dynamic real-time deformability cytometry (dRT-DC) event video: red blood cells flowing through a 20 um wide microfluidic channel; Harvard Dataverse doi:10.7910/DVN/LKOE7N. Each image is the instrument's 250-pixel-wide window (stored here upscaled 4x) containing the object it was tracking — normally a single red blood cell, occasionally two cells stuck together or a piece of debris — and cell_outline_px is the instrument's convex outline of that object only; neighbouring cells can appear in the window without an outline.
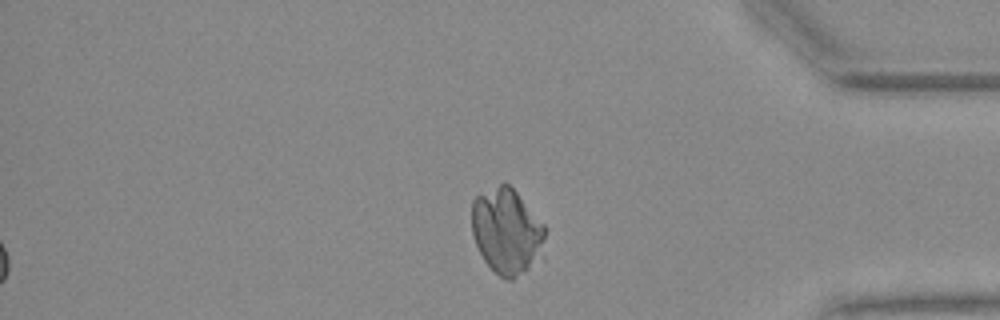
{"species": "Egyptian fruit bat (a non-hibernating species)", "species_latin": "Rousettus aegyptiacus", "temperature_condition": "warm", "stored_images_in_passage": 36, "camera_frame_rate_fps": 3000, "um_per_image_px": 0.085, "animal": {"sex": "female"}, "frame": {"image": 1, "passage_image": 31, "time_ms": 10.0, "image_size_px": [1000, 320], "cell_outline_px": [[544, 236], [528, 268], [512, 280], [504, 280], [484, 260], [476, 244], [472, 232], [472, 200], [476, 196], [500, 184], [508, 184], [516, 192], [544, 224]], "centroid_in_image_um": [42.99, 19.62], "position_along_channel_um": 392.2, "area_um2": 35.2}}